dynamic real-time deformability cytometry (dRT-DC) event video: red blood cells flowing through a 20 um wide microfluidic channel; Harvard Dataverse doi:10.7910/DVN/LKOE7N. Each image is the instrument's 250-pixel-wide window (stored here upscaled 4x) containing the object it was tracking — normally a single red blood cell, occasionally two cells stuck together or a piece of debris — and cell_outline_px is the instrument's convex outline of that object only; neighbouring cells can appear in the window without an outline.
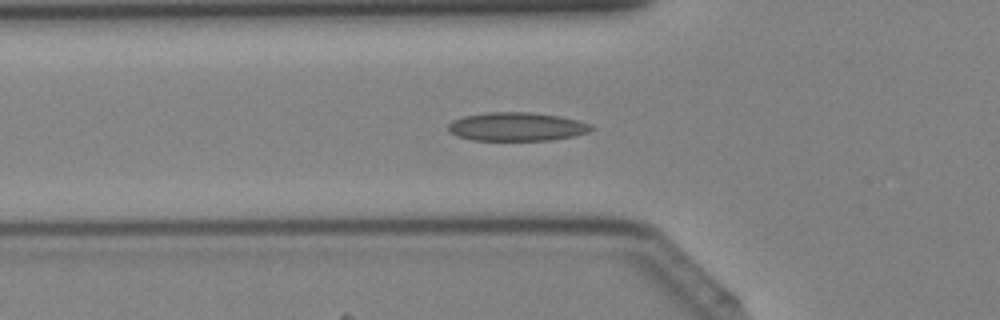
{"species": "Egyptian fruit bat (a non-hibernating species)", "species_latin": "Rousettus aegyptiacus", "temperature_condition": "cold", "stored_images_in_passage": 34, "segment_of_instrument_passage": [1, 2], "camera_frame_rate_fps": 3000, "um_per_image_px": 0.085, "animal": {"sex": "female"}, "frame": {"image": 1, "passage_image": 6, "time_ms": 1.667, "image_size_px": [1000, 320], "cell_outline_px": [[596, 128], [588, 132], [572, 136], [552, 140], [472, 140], [456, 136], [448, 132], [448, 124], [452, 120], [464, 116], [488, 112], [532, 112], [560, 116], [580, 120], [592, 124]], "centroid_in_image_um": [43.94, 10.76], "position_along_channel_um": 81.9, "area_um2": 24.1}}
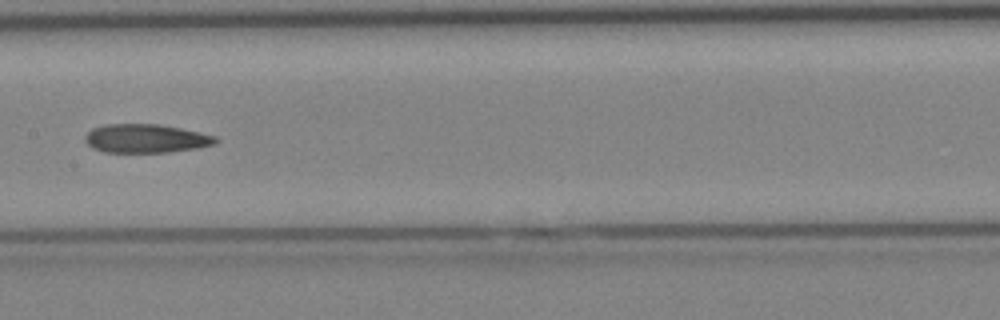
{"frame": {"image": 2, "passage_image": 13, "time_ms": 4.0, "image_size_px": [1000, 320], "cell_outline_px": [[220, 140], [216, 144], [200, 148], [168, 152], [104, 152], [92, 148], [84, 140], [84, 136], [92, 128], [104, 124], [160, 124], [200, 132], [216, 136]], "centroid_in_image_um": [12.42, 11.77], "position_along_channel_um": 195.0, "area_um2": 22.08}}
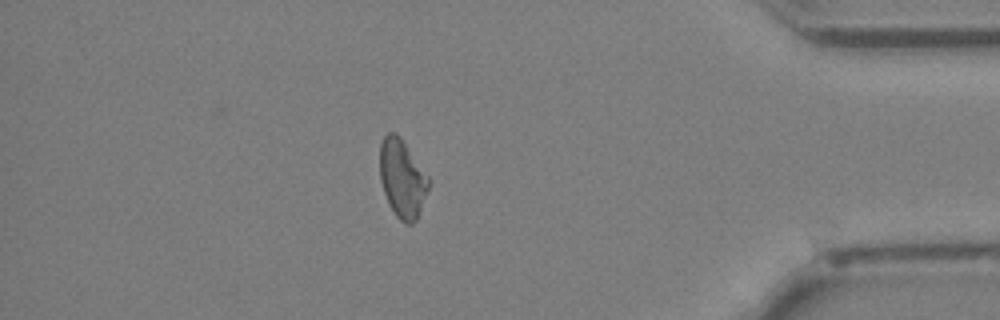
{"frame": {"image": 3, "passage_image": 28, "time_ms": 9.0, "image_size_px": [1000, 320], "cell_outline_px": [[428, 188], [416, 220], [412, 224], [404, 224], [396, 216], [388, 204], [380, 180], [380, 144], [384, 136], [388, 132], [392, 132], [400, 136], [428, 176]], "centroid_in_image_um": [34.16, 15.18], "position_along_channel_um": 401.0, "area_um2": 21.96}}